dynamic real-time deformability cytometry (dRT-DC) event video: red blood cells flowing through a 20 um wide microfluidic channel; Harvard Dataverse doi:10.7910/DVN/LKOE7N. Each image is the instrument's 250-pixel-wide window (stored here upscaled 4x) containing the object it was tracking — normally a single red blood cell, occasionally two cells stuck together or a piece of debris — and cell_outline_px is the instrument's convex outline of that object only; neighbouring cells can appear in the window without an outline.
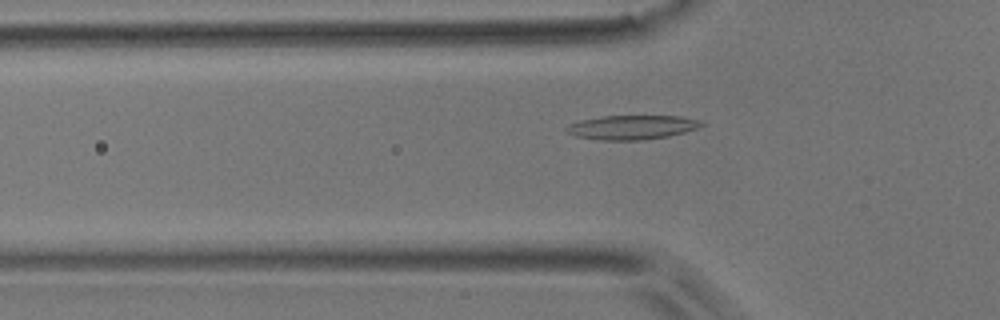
{"species": "common noctule bat (a hibernating species)", "species_latin": "Nyctalus noctula", "temperature_condition": "room temperature", "stored_images_in_passage": 44, "camera_frame_rate_fps": 3000, "um_per_image_px": 0.085, "animal": {"sex": "male", "body_mass_g": 17.9}, "frame": {"image": 1, "passage_image": 9, "time_ms": 2.667, "image_size_px": [1000, 320], "cell_outline_px": [[708, 124], [684, 132], [668, 136], [640, 140], [600, 140], [576, 136], [568, 132], [564, 128], [568, 124], [580, 120], [600, 116], [680, 116], [700, 120]], "centroid_in_image_um": [53.71, 10.81], "position_along_channel_um": 72.1, "area_um2": 19.07}}
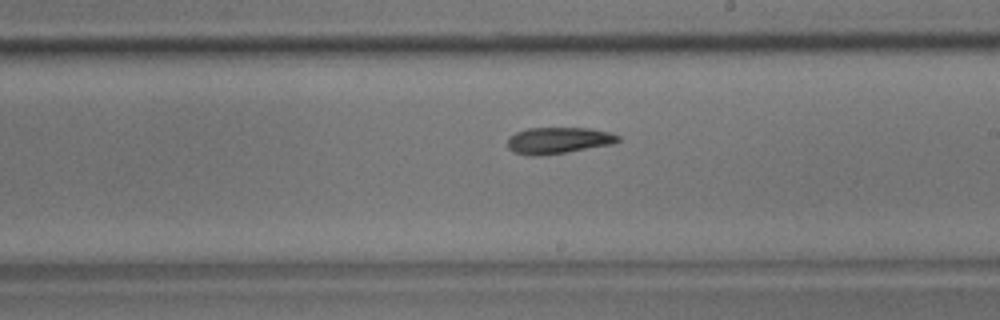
{"frame": {"image": 2, "passage_image": 22, "time_ms": 7.0, "image_size_px": [1000, 320], "cell_outline_px": [[620, 140], [612, 144], [568, 152], [540, 156], [528, 156], [512, 152], [508, 148], [508, 136], [516, 132], [528, 128], [588, 128], [608, 132], [620, 136]], "centroid_in_image_um": [47.41, 11.95], "position_along_channel_um": 241.6, "area_um2": 17.17}}
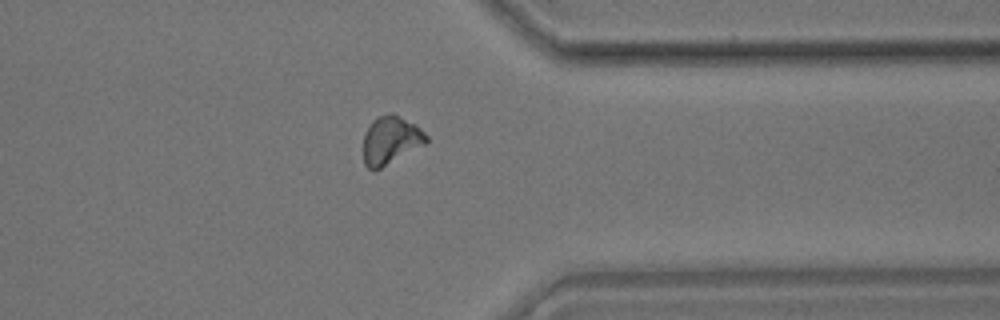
{"frame": {"image": 3, "passage_image": 33, "time_ms": 10.667, "image_size_px": [1000, 320], "cell_outline_px": [[428, 144], [372, 172], [364, 164], [364, 132], [372, 120], [376, 116], [392, 112], [416, 124], [428, 136]], "centroid_in_image_um": [33.22, 11.91], "position_along_channel_um": 378.2, "area_um2": 18.03}, "authors_computed_cell_mechanics": {"area_um2": 17.2533, "velocity_mm_per_s": 3.8993, "shape_relaxation_time_tau1_ms": 7.7578, "shape_relaxation_time_tau2_ms": null, "deformation_change_tau1": 0.1653, "deformation_change_tau2": null}}